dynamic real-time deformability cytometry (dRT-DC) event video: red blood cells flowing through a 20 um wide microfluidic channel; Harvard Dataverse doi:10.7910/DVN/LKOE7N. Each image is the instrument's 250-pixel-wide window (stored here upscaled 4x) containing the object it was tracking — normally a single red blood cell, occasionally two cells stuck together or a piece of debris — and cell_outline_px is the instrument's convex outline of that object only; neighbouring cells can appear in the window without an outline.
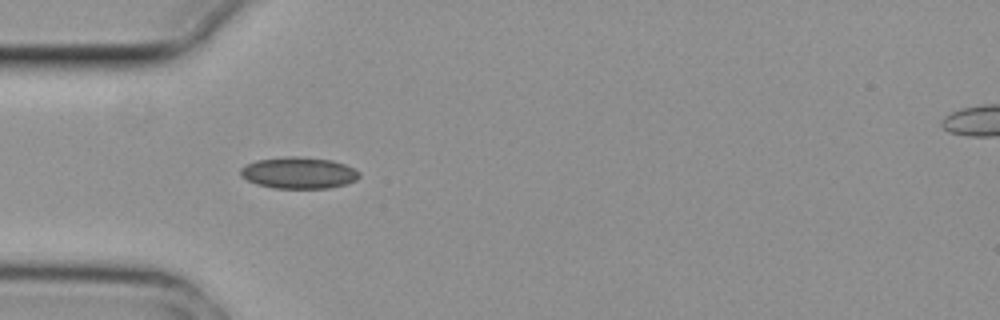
{"species": "common noctule bat (a hibernating species)", "species_latin": "Nyctalus noctula", "temperature_condition": "cold", "stored_images_in_passage": 7, "camera_frame_rate_fps": 3000, "um_per_image_px": 0.085, "animal": {"sex": "female", "body_mass_g": 29.2, "forearm_length_mm": 56.3}, "frame": {"image": 1, "passage_image": 4, "time_ms": 1.0, "image_size_px": [1000, 320], "cell_outline_px": [[360, 176], [356, 180], [344, 184], [328, 188], [272, 188], [256, 184], [240, 176], [240, 168], [256, 160], [284, 156], [296, 156], [332, 160], [344, 164], [360, 172]], "centroid_in_image_um": [25.37, 14.69], "position_along_channel_um": 59.6, "area_um2": 21.79}}
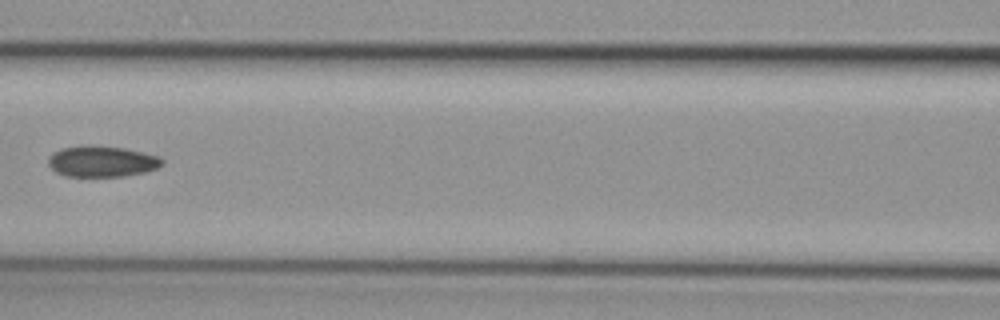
{"frame": {"image": 2, "passage_image": 6, "time_ms": 1.667, "image_size_px": [1000, 320], "cell_outline_px": [[164, 164], [156, 168], [144, 172], [124, 176], [64, 176], [56, 172], [48, 164], [48, 156], [52, 152], [60, 148], [88, 144], [124, 148], [160, 156], [164, 160]], "centroid_in_image_um": [8.64, 13.7], "position_along_channel_um": 158.0, "area_um2": 20.81}}
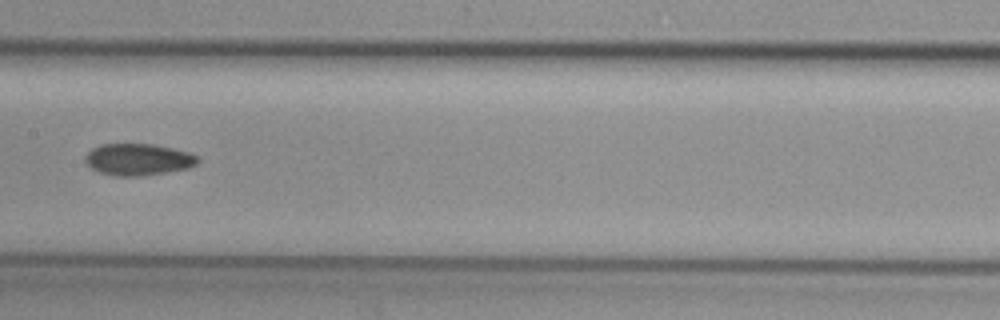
{"frame": {"image": 3, "passage_image": 7, "time_ms": 2.0, "image_size_px": [1000, 320], "cell_outline_px": [[200, 160], [196, 164], [188, 168], [164, 172], [136, 176], [116, 176], [100, 172], [92, 168], [84, 160], [88, 152], [92, 148], [100, 144], [152, 144], [172, 148], [188, 152], [196, 156]], "centroid_in_image_um": [11.73, 13.54], "position_along_channel_um": 195.7, "area_um2": 20.52}}